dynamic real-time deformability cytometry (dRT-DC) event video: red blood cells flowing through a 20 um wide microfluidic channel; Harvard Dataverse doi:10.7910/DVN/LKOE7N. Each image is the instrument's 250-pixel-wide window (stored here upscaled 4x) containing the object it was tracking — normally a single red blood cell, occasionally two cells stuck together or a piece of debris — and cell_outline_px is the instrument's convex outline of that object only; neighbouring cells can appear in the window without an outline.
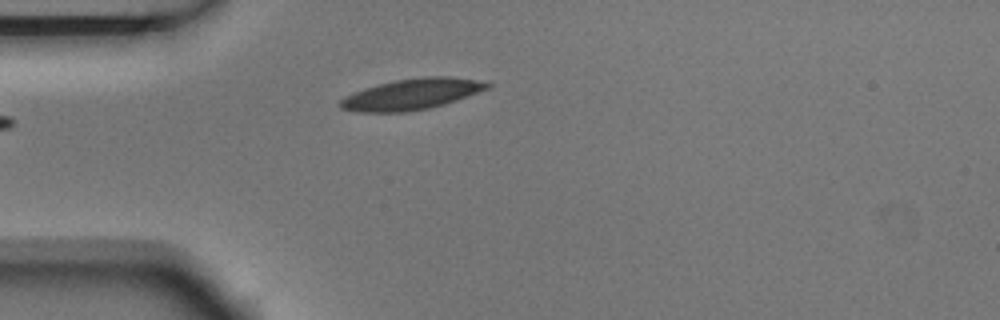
{"species": "Egyptian fruit bat (a non-hibernating species)", "species_latin": "Rousettus aegyptiacus", "temperature_condition": "room temperature", "stored_images_in_passage": 1, "camera_frame_rate_fps": 3000, "um_per_image_px": 0.085, "animal": {"sex": "male"}, "frame": {"image": 1, "passage_image": 1, "time_ms": 0.0, "image_size_px": [1000, 320], "cell_outline_px": [[492, 84], [488, 88], [456, 100], [444, 104], [428, 108], [408, 112], [356, 112], [340, 108], [340, 100], [344, 96], [364, 88], [396, 80], [424, 76], [448, 76], [476, 80]], "centroid_in_image_um": [34.95, 8.01], "position_along_channel_um": 50.0, "area_um2": 26.24}}